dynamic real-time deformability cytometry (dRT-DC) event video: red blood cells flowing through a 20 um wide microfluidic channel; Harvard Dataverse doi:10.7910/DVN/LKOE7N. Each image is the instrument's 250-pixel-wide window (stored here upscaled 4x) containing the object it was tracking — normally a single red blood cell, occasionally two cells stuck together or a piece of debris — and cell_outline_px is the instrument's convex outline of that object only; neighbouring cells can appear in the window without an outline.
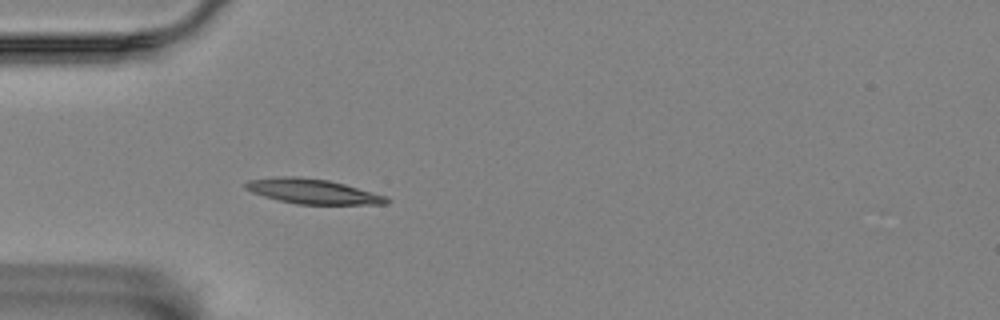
{"species": "Egyptian fruit bat (a non-hibernating species)", "species_latin": "Rousettus aegyptiacus", "temperature_condition": "room temperature", "stored_images_in_passage": 5, "camera_frame_rate_fps": 3000, "um_per_image_px": 0.085, "animal": {"sex": "female"}, "frame": {"image": 1, "passage_image": 5, "time_ms": 5.333, "image_size_px": [1000, 320], "cell_outline_px": [[392, 200], [388, 204], [296, 204], [264, 196], [252, 192], [244, 188], [244, 184], [248, 180], [284, 176], [296, 176], [328, 180], [344, 184], [388, 196]], "centroid_in_image_um": [26.62, 16.27], "position_along_channel_um": 58.4, "area_um2": 20.35}}